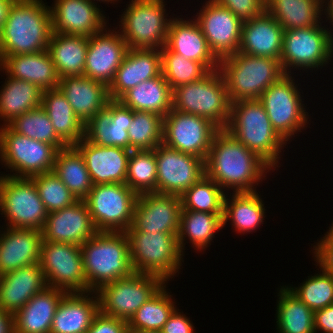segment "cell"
<instances>
[{"label": "cell", "mask_w": 333, "mask_h": 333, "mask_svg": "<svg viewBox=\"0 0 333 333\" xmlns=\"http://www.w3.org/2000/svg\"><path fill=\"white\" fill-rule=\"evenodd\" d=\"M267 170L272 169L225 129L215 134L205 159V175L221 188H232L233 192H254V186Z\"/></svg>", "instance_id": "cell-1"}, {"label": "cell", "mask_w": 333, "mask_h": 333, "mask_svg": "<svg viewBox=\"0 0 333 333\" xmlns=\"http://www.w3.org/2000/svg\"><path fill=\"white\" fill-rule=\"evenodd\" d=\"M42 0H15L0 31V57L47 50L53 28Z\"/></svg>", "instance_id": "cell-2"}, {"label": "cell", "mask_w": 333, "mask_h": 333, "mask_svg": "<svg viewBox=\"0 0 333 333\" xmlns=\"http://www.w3.org/2000/svg\"><path fill=\"white\" fill-rule=\"evenodd\" d=\"M87 292L130 276L129 239L125 232L98 231L81 246Z\"/></svg>", "instance_id": "cell-3"}, {"label": "cell", "mask_w": 333, "mask_h": 333, "mask_svg": "<svg viewBox=\"0 0 333 333\" xmlns=\"http://www.w3.org/2000/svg\"><path fill=\"white\" fill-rule=\"evenodd\" d=\"M225 130L256 153L271 169L278 167L279 154L286 142L272 127L259 100L231 103L230 120Z\"/></svg>", "instance_id": "cell-4"}, {"label": "cell", "mask_w": 333, "mask_h": 333, "mask_svg": "<svg viewBox=\"0 0 333 333\" xmlns=\"http://www.w3.org/2000/svg\"><path fill=\"white\" fill-rule=\"evenodd\" d=\"M219 71L231 103L259 100L270 85L285 75L280 60L240 52L221 59Z\"/></svg>", "instance_id": "cell-5"}, {"label": "cell", "mask_w": 333, "mask_h": 333, "mask_svg": "<svg viewBox=\"0 0 333 333\" xmlns=\"http://www.w3.org/2000/svg\"><path fill=\"white\" fill-rule=\"evenodd\" d=\"M174 110L198 115L225 129L230 120L231 102L224 78L219 70L211 71L203 79L173 90Z\"/></svg>", "instance_id": "cell-6"}, {"label": "cell", "mask_w": 333, "mask_h": 333, "mask_svg": "<svg viewBox=\"0 0 333 333\" xmlns=\"http://www.w3.org/2000/svg\"><path fill=\"white\" fill-rule=\"evenodd\" d=\"M133 271L155 275L167 282L179 271L183 257L177 235L126 231Z\"/></svg>", "instance_id": "cell-7"}, {"label": "cell", "mask_w": 333, "mask_h": 333, "mask_svg": "<svg viewBox=\"0 0 333 333\" xmlns=\"http://www.w3.org/2000/svg\"><path fill=\"white\" fill-rule=\"evenodd\" d=\"M163 1L132 0L128 5L119 25L128 48L161 49L166 45L171 18L164 16Z\"/></svg>", "instance_id": "cell-8"}, {"label": "cell", "mask_w": 333, "mask_h": 333, "mask_svg": "<svg viewBox=\"0 0 333 333\" xmlns=\"http://www.w3.org/2000/svg\"><path fill=\"white\" fill-rule=\"evenodd\" d=\"M0 210L6 226L42 231L48 212L34 181L27 177L0 176Z\"/></svg>", "instance_id": "cell-9"}, {"label": "cell", "mask_w": 333, "mask_h": 333, "mask_svg": "<svg viewBox=\"0 0 333 333\" xmlns=\"http://www.w3.org/2000/svg\"><path fill=\"white\" fill-rule=\"evenodd\" d=\"M138 194L125 183L93 185L84 199L97 231L126 232L133 223Z\"/></svg>", "instance_id": "cell-10"}, {"label": "cell", "mask_w": 333, "mask_h": 333, "mask_svg": "<svg viewBox=\"0 0 333 333\" xmlns=\"http://www.w3.org/2000/svg\"><path fill=\"white\" fill-rule=\"evenodd\" d=\"M0 128V159L11 171L12 177L30 178L53 172L58 150L45 142L14 132L8 125Z\"/></svg>", "instance_id": "cell-11"}, {"label": "cell", "mask_w": 333, "mask_h": 333, "mask_svg": "<svg viewBox=\"0 0 333 333\" xmlns=\"http://www.w3.org/2000/svg\"><path fill=\"white\" fill-rule=\"evenodd\" d=\"M331 34L330 30H326L321 24L284 30L280 57L284 73L290 74V67L304 70V68L314 69L328 64L333 55V35Z\"/></svg>", "instance_id": "cell-12"}, {"label": "cell", "mask_w": 333, "mask_h": 333, "mask_svg": "<svg viewBox=\"0 0 333 333\" xmlns=\"http://www.w3.org/2000/svg\"><path fill=\"white\" fill-rule=\"evenodd\" d=\"M165 284L155 275L133 272L110 282L97 291L100 311L110 317L128 321L132 315Z\"/></svg>", "instance_id": "cell-13"}, {"label": "cell", "mask_w": 333, "mask_h": 333, "mask_svg": "<svg viewBox=\"0 0 333 333\" xmlns=\"http://www.w3.org/2000/svg\"><path fill=\"white\" fill-rule=\"evenodd\" d=\"M292 78L291 74H285L259 98L272 127L286 143L296 132H301L308 122L301 94Z\"/></svg>", "instance_id": "cell-14"}, {"label": "cell", "mask_w": 333, "mask_h": 333, "mask_svg": "<svg viewBox=\"0 0 333 333\" xmlns=\"http://www.w3.org/2000/svg\"><path fill=\"white\" fill-rule=\"evenodd\" d=\"M39 265L47 286L66 293L87 292L82 251L79 245L41 242Z\"/></svg>", "instance_id": "cell-15"}, {"label": "cell", "mask_w": 333, "mask_h": 333, "mask_svg": "<svg viewBox=\"0 0 333 333\" xmlns=\"http://www.w3.org/2000/svg\"><path fill=\"white\" fill-rule=\"evenodd\" d=\"M219 130L206 118L172 108L163 118L162 143L171 149L206 159Z\"/></svg>", "instance_id": "cell-16"}, {"label": "cell", "mask_w": 333, "mask_h": 333, "mask_svg": "<svg viewBox=\"0 0 333 333\" xmlns=\"http://www.w3.org/2000/svg\"><path fill=\"white\" fill-rule=\"evenodd\" d=\"M153 150L157 163V193L181 196L205 176V159L163 143Z\"/></svg>", "instance_id": "cell-17"}, {"label": "cell", "mask_w": 333, "mask_h": 333, "mask_svg": "<svg viewBox=\"0 0 333 333\" xmlns=\"http://www.w3.org/2000/svg\"><path fill=\"white\" fill-rule=\"evenodd\" d=\"M196 19L211 52L220 61L238 52L242 21L229 9L209 0Z\"/></svg>", "instance_id": "cell-18"}, {"label": "cell", "mask_w": 333, "mask_h": 333, "mask_svg": "<svg viewBox=\"0 0 333 333\" xmlns=\"http://www.w3.org/2000/svg\"><path fill=\"white\" fill-rule=\"evenodd\" d=\"M182 213L181 197L156 192L138 195L133 223L127 231L178 234Z\"/></svg>", "instance_id": "cell-19"}, {"label": "cell", "mask_w": 333, "mask_h": 333, "mask_svg": "<svg viewBox=\"0 0 333 333\" xmlns=\"http://www.w3.org/2000/svg\"><path fill=\"white\" fill-rule=\"evenodd\" d=\"M112 31L105 29L89 37L83 74L108 87L129 49L120 32Z\"/></svg>", "instance_id": "cell-20"}, {"label": "cell", "mask_w": 333, "mask_h": 333, "mask_svg": "<svg viewBox=\"0 0 333 333\" xmlns=\"http://www.w3.org/2000/svg\"><path fill=\"white\" fill-rule=\"evenodd\" d=\"M97 232L86 203L78 200L69 207L48 213L41 234L44 241L81 246Z\"/></svg>", "instance_id": "cell-21"}, {"label": "cell", "mask_w": 333, "mask_h": 333, "mask_svg": "<svg viewBox=\"0 0 333 333\" xmlns=\"http://www.w3.org/2000/svg\"><path fill=\"white\" fill-rule=\"evenodd\" d=\"M133 110L119 100H110L84 127V138L95 145L115 146L130 150L128 128Z\"/></svg>", "instance_id": "cell-22"}, {"label": "cell", "mask_w": 333, "mask_h": 333, "mask_svg": "<svg viewBox=\"0 0 333 333\" xmlns=\"http://www.w3.org/2000/svg\"><path fill=\"white\" fill-rule=\"evenodd\" d=\"M90 0H55L50 7L53 33L90 37L104 30L107 22Z\"/></svg>", "instance_id": "cell-23"}, {"label": "cell", "mask_w": 333, "mask_h": 333, "mask_svg": "<svg viewBox=\"0 0 333 333\" xmlns=\"http://www.w3.org/2000/svg\"><path fill=\"white\" fill-rule=\"evenodd\" d=\"M74 146L83 156L93 185L125 183L130 150L95 145L85 138Z\"/></svg>", "instance_id": "cell-24"}, {"label": "cell", "mask_w": 333, "mask_h": 333, "mask_svg": "<svg viewBox=\"0 0 333 333\" xmlns=\"http://www.w3.org/2000/svg\"><path fill=\"white\" fill-rule=\"evenodd\" d=\"M161 73L160 49L129 48L108 87L110 99L118 100L129 89Z\"/></svg>", "instance_id": "cell-25"}, {"label": "cell", "mask_w": 333, "mask_h": 333, "mask_svg": "<svg viewBox=\"0 0 333 333\" xmlns=\"http://www.w3.org/2000/svg\"><path fill=\"white\" fill-rule=\"evenodd\" d=\"M284 29L266 11L244 21L238 52L280 60Z\"/></svg>", "instance_id": "cell-26"}, {"label": "cell", "mask_w": 333, "mask_h": 333, "mask_svg": "<svg viewBox=\"0 0 333 333\" xmlns=\"http://www.w3.org/2000/svg\"><path fill=\"white\" fill-rule=\"evenodd\" d=\"M58 89L84 125L111 100L107 85L84 75L60 78Z\"/></svg>", "instance_id": "cell-27"}, {"label": "cell", "mask_w": 333, "mask_h": 333, "mask_svg": "<svg viewBox=\"0 0 333 333\" xmlns=\"http://www.w3.org/2000/svg\"><path fill=\"white\" fill-rule=\"evenodd\" d=\"M46 287V278L39 263L1 275L0 309L14 314Z\"/></svg>", "instance_id": "cell-28"}, {"label": "cell", "mask_w": 333, "mask_h": 333, "mask_svg": "<svg viewBox=\"0 0 333 333\" xmlns=\"http://www.w3.org/2000/svg\"><path fill=\"white\" fill-rule=\"evenodd\" d=\"M94 293L96 296H89ZM94 293H65L57 306L50 333H86L100 311L99 296Z\"/></svg>", "instance_id": "cell-29"}, {"label": "cell", "mask_w": 333, "mask_h": 333, "mask_svg": "<svg viewBox=\"0 0 333 333\" xmlns=\"http://www.w3.org/2000/svg\"><path fill=\"white\" fill-rule=\"evenodd\" d=\"M193 20L186 21L182 18L172 20L171 18L166 46L172 52L204 64L210 71L219 70L220 61L209 49L196 19Z\"/></svg>", "instance_id": "cell-30"}, {"label": "cell", "mask_w": 333, "mask_h": 333, "mask_svg": "<svg viewBox=\"0 0 333 333\" xmlns=\"http://www.w3.org/2000/svg\"><path fill=\"white\" fill-rule=\"evenodd\" d=\"M0 70L7 76L34 83L42 91L57 89L60 81L55 64L47 50L43 52L0 57Z\"/></svg>", "instance_id": "cell-31"}, {"label": "cell", "mask_w": 333, "mask_h": 333, "mask_svg": "<svg viewBox=\"0 0 333 333\" xmlns=\"http://www.w3.org/2000/svg\"><path fill=\"white\" fill-rule=\"evenodd\" d=\"M41 242L38 230L7 227L0 234V276L39 263Z\"/></svg>", "instance_id": "cell-32"}, {"label": "cell", "mask_w": 333, "mask_h": 333, "mask_svg": "<svg viewBox=\"0 0 333 333\" xmlns=\"http://www.w3.org/2000/svg\"><path fill=\"white\" fill-rule=\"evenodd\" d=\"M66 292L46 287L13 314L14 333H50L57 306Z\"/></svg>", "instance_id": "cell-33"}, {"label": "cell", "mask_w": 333, "mask_h": 333, "mask_svg": "<svg viewBox=\"0 0 333 333\" xmlns=\"http://www.w3.org/2000/svg\"><path fill=\"white\" fill-rule=\"evenodd\" d=\"M173 91L162 73L129 89L118 100L133 111L152 112L163 118L172 109Z\"/></svg>", "instance_id": "cell-34"}, {"label": "cell", "mask_w": 333, "mask_h": 333, "mask_svg": "<svg viewBox=\"0 0 333 333\" xmlns=\"http://www.w3.org/2000/svg\"><path fill=\"white\" fill-rule=\"evenodd\" d=\"M89 37L52 33L48 44L49 52L59 78L83 76Z\"/></svg>", "instance_id": "cell-35"}, {"label": "cell", "mask_w": 333, "mask_h": 333, "mask_svg": "<svg viewBox=\"0 0 333 333\" xmlns=\"http://www.w3.org/2000/svg\"><path fill=\"white\" fill-rule=\"evenodd\" d=\"M41 107L48 114L56 134L67 145H75L84 138L85 125L58 88L43 91Z\"/></svg>", "instance_id": "cell-36"}, {"label": "cell", "mask_w": 333, "mask_h": 333, "mask_svg": "<svg viewBox=\"0 0 333 333\" xmlns=\"http://www.w3.org/2000/svg\"><path fill=\"white\" fill-rule=\"evenodd\" d=\"M325 1L326 0H265V11L271 15L284 30L306 28L321 24V11H326L327 7L323 4ZM323 6H325V9H323Z\"/></svg>", "instance_id": "cell-37"}, {"label": "cell", "mask_w": 333, "mask_h": 333, "mask_svg": "<svg viewBox=\"0 0 333 333\" xmlns=\"http://www.w3.org/2000/svg\"><path fill=\"white\" fill-rule=\"evenodd\" d=\"M7 79L0 90V119L5 122L3 125H8L18 116L41 106L43 94L34 83L10 76Z\"/></svg>", "instance_id": "cell-38"}, {"label": "cell", "mask_w": 333, "mask_h": 333, "mask_svg": "<svg viewBox=\"0 0 333 333\" xmlns=\"http://www.w3.org/2000/svg\"><path fill=\"white\" fill-rule=\"evenodd\" d=\"M53 173L60 178L77 200H84L93 187L83 156L74 145L58 150Z\"/></svg>", "instance_id": "cell-39"}, {"label": "cell", "mask_w": 333, "mask_h": 333, "mask_svg": "<svg viewBox=\"0 0 333 333\" xmlns=\"http://www.w3.org/2000/svg\"><path fill=\"white\" fill-rule=\"evenodd\" d=\"M224 200L223 226L230 219L238 232H252L265 217V207L257 191L234 192L232 199ZM231 200V201H229Z\"/></svg>", "instance_id": "cell-40"}, {"label": "cell", "mask_w": 333, "mask_h": 333, "mask_svg": "<svg viewBox=\"0 0 333 333\" xmlns=\"http://www.w3.org/2000/svg\"><path fill=\"white\" fill-rule=\"evenodd\" d=\"M222 227L223 213L182 210L177 234L181 252L184 253V240L186 237L190 239L193 247L203 250L208 247V244L210 245V241L215 237L216 231L222 229Z\"/></svg>", "instance_id": "cell-41"}, {"label": "cell", "mask_w": 333, "mask_h": 333, "mask_svg": "<svg viewBox=\"0 0 333 333\" xmlns=\"http://www.w3.org/2000/svg\"><path fill=\"white\" fill-rule=\"evenodd\" d=\"M277 305L279 333H315L314 311L302 302L288 287H281Z\"/></svg>", "instance_id": "cell-42"}, {"label": "cell", "mask_w": 333, "mask_h": 333, "mask_svg": "<svg viewBox=\"0 0 333 333\" xmlns=\"http://www.w3.org/2000/svg\"><path fill=\"white\" fill-rule=\"evenodd\" d=\"M164 284L156 294L145 302L127 321L129 331H161L176 309Z\"/></svg>", "instance_id": "cell-43"}, {"label": "cell", "mask_w": 333, "mask_h": 333, "mask_svg": "<svg viewBox=\"0 0 333 333\" xmlns=\"http://www.w3.org/2000/svg\"><path fill=\"white\" fill-rule=\"evenodd\" d=\"M160 53L162 75L172 91L179 86L199 81L211 72L204 64L172 52L166 45L160 49Z\"/></svg>", "instance_id": "cell-44"}, {"label": "cell", "mask_w": 333, "mask_h": 333, "mask_svg": "<svg viewBox=\"0 0 333 333\" xmlns=\"http://www.w3.org/2000/svg\"><path fill=\"white\" fill-rule=\"evenodd\" d=\"M125 184L138 195L157 193V163L154 150H131Z\"/></svg>", "instance_id": "cell-45"}, {"label": "cell", "mask_w": 333, "mask_h": 333, "mask_svg": "<svg viewBox=\"0 0 333 333\" xmlns=\"http://www.w3.org/2000/svg\"><path fill=\"white\" fill-rule=\"evenodd\" d=\"M16 133L53 145L57 150L68 146L57 134L48 114L39 106L8 124Z\"/></svg>", "instance_id": "cell-46"}, {"label": "cell", "mask_w": 333, "mask_h": 333, "mask_svg": "<svg viewBox=\"0 0 333 333\" xmlns=\"http://www.w3.org/2000/svg\"><path fill=\"white\" fill-rule=\"evenodd\" d=\"M225 194L216 182L205 175L180 196L182 210L223 213Z\"/></svg>", "instance_id": "cell-47"}, {"label": "cell", "mask_w": 333, "mask_h": 333, "mask_svg": "<svg viewBox=\"0 0 333 333\" xmlns=\"http://www.w3.org/2000/svg\"><path fill=\"white\" fill-rule=\"evenodd\" d=\"M130 151L153 150L163 142V117L145 111H133L128 128Z\"/></svg>", "instance_id": "cell-48"}, {"label": "cell", "mask_w": 333, "mask_h": 333, "mask_svg": "<svg viewBox=\"0 0 333 333\" xmlns=\"http://www.w3.org/2000/svg\"><path fill=\"white\" fill-rule=\"evenodd\" d=\"M319 264L322 273L314 276H308V280L302 283L298 288L290 290L304 302L312 311L323 309L333 304V272Z\"/></svg>", "instance_id": "cell-49"}, {"label": "cell", "mask_w": 333, "mask_h": 333, "mask_svg": "<svg viewBox=\"0 0 333 333\" xmlns=\"http://www.w3.org/2000/svg\"><path fill=\"white\" fill-rule=\"evenodd\" d=\"M48 213L73 205L77 198L53 172L30 177Z\"/></svg>", "instance_id": "cell-50"}, {"label": "cell", "mask_w": 333, "mask_h": 333, "mask_svg": "<svg viewBox=\"0 0 333 333\" xmlns=\"http://www.w3.org/2000/svg\"><path fill=\"white\" fill-rule=\"evenodd\" d=\"M229 9L242 22L258 17L265 11V0H213Z\"/></svg>", "instance_id": "cell-51"}, {"label": "cell", "mask_w": 333, "mask_h": 333, "mask_svg": "<svg viewBox=\"0 0 333 333\" xmlns=\"http://www.w3.org/2000/svg\"><path fill=\"white\" fill-rule=\"evenodd\" d=\"M86 333H129V328L126 320L110 317L99 311Z\"/></svg>", "instance_id": "cell-52"}, {"label": "cell", "mask_w": 333, "mask_h": 333, "mask_svg": "<svg viewBox=\"0 0 333 333\" xmlns=\"http://www.w3.org/2000/svg\"><path fill=\"white\" fill-rule=\"evenodd\" d=\"M313 247L316 260L326 269L333 272V224L323 239Z\"/></svg>", "instance_id": "cell-53"}, {"label": "cell", "mask_w": 333, "mask_h": 333, "mask_svg": "<svg viewBox=\"0 0 333 333\" xmlns=\"http://www.w3.org/2000/svg\"><path fill=\"white\" fill-rule=\"evenodd\" d=\"M179 309H175L168 321L164 324L162 333H194L193 325L186 315L181 314Z\"/></svg>", "instance_id": "cell-54"}, {"label": "cell", "mask_w": 333, "mask_h": 333, "mask_svg": "<svg viewBox=\"0 0 333 333\" xmlns=\"http://www.w3.org/2000/svg\"><path fill=\"white\" fill-rule=\"evenodd\" d=\"M315 333L319 330L323 333H333V304L314 311Z\"/></svg>", "instance_id": "cell-55"}, {"label": "cell", "mask_w": 333, "mask_h": 333, "mask_svg": "<svg viewBox=\"0 0 333 333\" xmlns=\"http://www.w3.org/2000/svg\"><path fill=\"white\" fill-rule=\"evenodd\" d=\"M0 333H14L13 314L0 309Z\"/></svg>", "instance_id": "cell-56"}, {"label": "cell", "mask_w": 333, "mask_h": 333, "mask_svg": "<svg viewBox=\"0 0 333 333\" xmlns=\"http://www.w3.org/2000/svg\"><path fill=\"white\" fill-rule=\"evenodd\" d=\"M15 0H0V31L2 30L8 16V11Z\"/></svg>", "instance_id": "cell-57"}, {"label": "cell", "mask_w": 333, "mask_h": 333, "mask_svg": "<svg viewBox=\"0 0 333 333\" xmlns=\"http://www.w3.org/2000/svg\"><path fill=\"white\" fill-rule=\"evenodd\" d=\"M328 2V3H327ZM328 5V7H327V9H326V18H330L329 20L331 21V22H329V23H332V25H333V0H328V1H326V3H325V5Z\"/></svg>", "instance_id": "cell-58"}, {"label": "cell", "mask_w": 333, "mask_h": 333, "mask_svg": "<svg viewBox=\"0 0 333 333\" xmlns=\"http://www.w3.org/2000/svg\"><path fill=\"white\" fill-rule=\"evenodd\" d=\"M129 333H162L161 331H129Z\"/></svg>", "instance_id": "cell-59"}, {"label": "cell", "mask_w": 333, "mask_h": 333, "mask_svg": "<svg viewBox=\"0 0 333 333\" xmlns=\"http://www.w3.org/2000/svg\"><path fill=\"white\" fill-rule=\"evenodd\" d=\"M90 1H92V0H90ZM94 1H95V0H94ZM97 1H103V2L105 1V2H107V3L111 1L110 3H112V2L114 3V1H117V0H97Z\"/></svg>", "instance_id": "cell-60"}]
</instances>
